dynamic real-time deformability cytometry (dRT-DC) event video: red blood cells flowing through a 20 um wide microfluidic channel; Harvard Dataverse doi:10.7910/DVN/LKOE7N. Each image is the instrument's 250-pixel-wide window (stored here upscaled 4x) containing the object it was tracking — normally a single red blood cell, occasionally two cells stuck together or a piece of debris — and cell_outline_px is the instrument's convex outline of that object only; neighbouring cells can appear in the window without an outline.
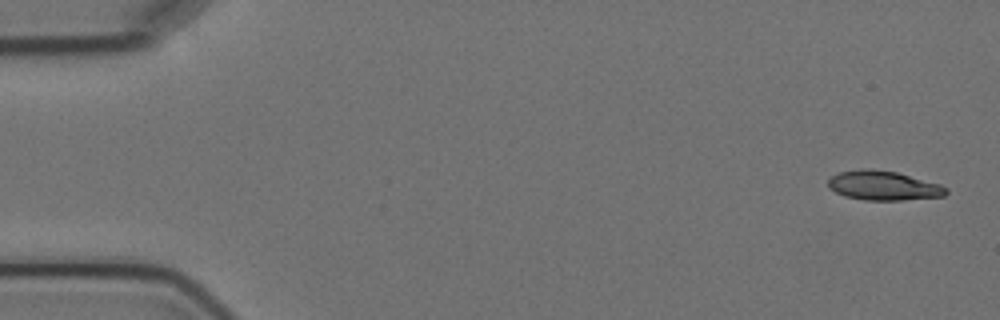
{"species": "Egyptian fruit bat (a non-hibernating species)", "species_latin": "Rousettus aegyptiacus", "temperature_condition": "cold", "stored_images_in_passage": 5, "camera_frame_rate_fps": 3000, "um_per_image_px": 0.085, "animal": {"sex": "female"}, "frame": {"image": 1, "passage_image": 1, "time_ms": 0.0, "image_size_px": [1000, 320], "cell_outline_px": [[948, 192], [944, 196], [900, 200], [864, 200], [844, 196], [828, 188], [828, 180], [832, 176], [840, 172], [860, 168], [868, 168], [896, 172], [940, 184], [948, 188]], "centroid_in_image_um": [75.07, 15.77], "position_along_channel_um": 9.9, "area_um2": 20.17}}
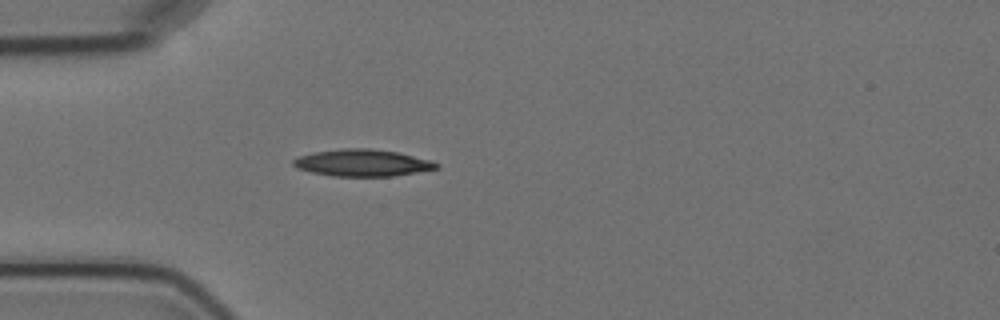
{"frame": {"image": 2, "passage_image": 5, "time_ms": 4.667, "image_size_px": [1000, 320], "cell_outline_px": [[440, 168], [392, 176], [332, 176], [312, 172], [296, 168], [292, 164], [292, 160], [296, 156], [316, 152], [340, 148], [368, 148], [400, 152], [432, 160], [440, 164]], "centroid_in_image_um": [30.81, 13.83], "position_along_channel_um": 54.2, "area_um2": 22.66}}